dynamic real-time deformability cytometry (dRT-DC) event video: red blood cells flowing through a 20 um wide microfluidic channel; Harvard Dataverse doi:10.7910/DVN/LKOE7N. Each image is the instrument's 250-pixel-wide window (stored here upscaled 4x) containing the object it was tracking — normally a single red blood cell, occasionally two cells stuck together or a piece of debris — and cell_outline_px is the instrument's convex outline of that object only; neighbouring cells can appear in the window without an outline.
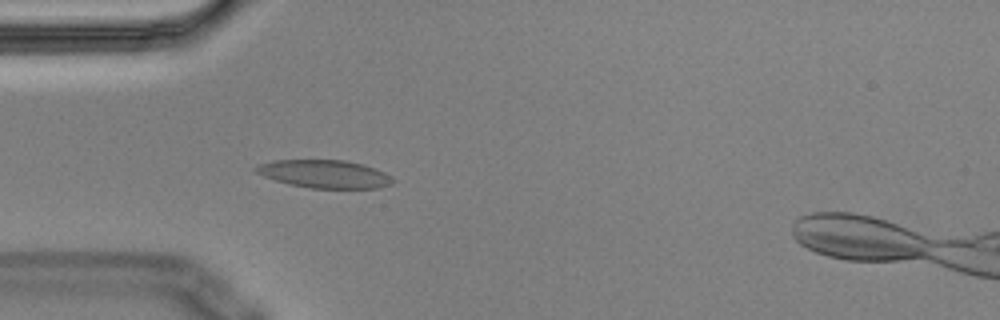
{"species": "Egyptian fruit bat (a non-hibernating species)", "species_latin": "Rousettus aegyptiacus", "temperature_condition": "cold", "stored_images_in_passage": 4, "camera_frame_rate_fps": 3000, "um_per_image_px": 0.085, "animal": {"sex": "male"}, "frame": {"image": 1, "passage_image": 4, "time_ms": 1.0, "image_size_px": [1000, 320], "cell_outline_px": [[396, 180], [392, 184], [380, 188], [312, 188], [288, 184], [264, 176], [256, 172], [252, 168], [260, 164], [272, 160], [344, 160], [364, 164], [384, 172]], "centroid_in_image_um": [27.6, 14.79], "position_along_channel_um": 57.4, "area_um2": 22.37}}